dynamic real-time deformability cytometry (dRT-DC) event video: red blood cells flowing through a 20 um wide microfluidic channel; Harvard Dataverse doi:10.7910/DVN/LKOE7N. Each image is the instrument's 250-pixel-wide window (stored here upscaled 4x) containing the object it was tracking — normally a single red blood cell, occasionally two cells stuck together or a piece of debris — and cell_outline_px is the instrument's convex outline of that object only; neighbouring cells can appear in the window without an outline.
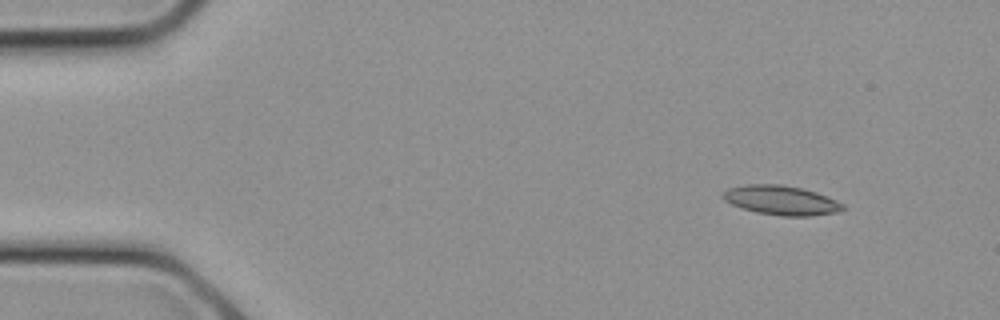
{"species": "common noctule bat (a hibernating species)", "species_latin": "Nyctalus noctula", "temperature_condition": "cold", "stored_images_in_passage": 10, "camera_frame_rate_fps": 3000, "um_per_image_px": 0.085, "animal": {"sex": "female", "body_mass_g": 21.9}, "frame": {"image": 1, "passage_image": 2, "time_ms": 0.333, "image_size_px": [1000, 320], "cell_outline_px": [[848, 208], [836, 212], [812, 216], [780, 216], [756, 212], [732, 204], [724, 200], [720, 196], [728, 188], [744, 184], [780, 184], [800, 188], [816, 192], [836, 200], [844, 204]], "centroid_in_image_um": [66.41, 17.02], "position_along_channel_um": 18.6, "area_um2": 20.58}}
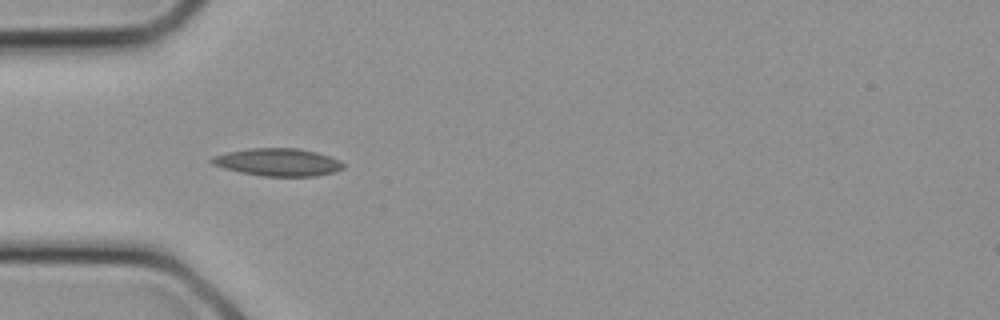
{"frame": {"image": 2, "passage_image": 7, "time_ms": 2.0, "image_size_px": [1000, 320], "cell_outline_px": [[344, 168], [336, 172], [316, 176], [264, 176], [240, 172], [224, 168], [212, 164], [208, 160], [212, 156], [224, 152], [248, 148], [296, 148], [316, 152], [340, 160], [344, 164]], "centroid_in_image_um": [23.6, 13.78], "position_along_channel_um": 61.4, "area_um2": 21.33}}
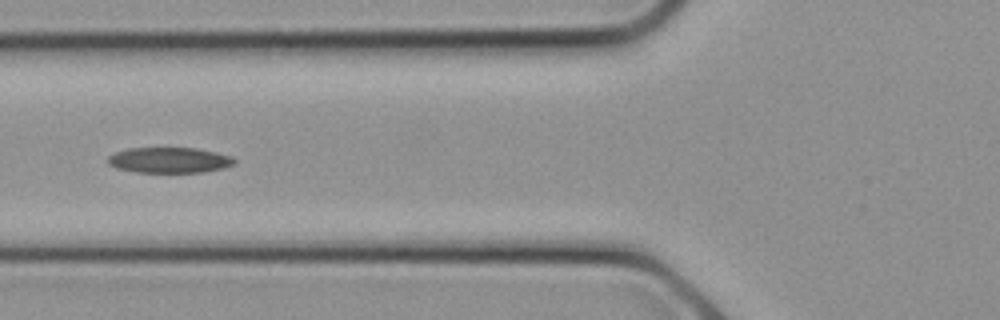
{"frame": {"image": 3, "passage_image": 9, "time_ms": 2.667, "image_size_px": [1000, 320], "cell_outline_px": [[236, 164], [224, 168], [204, 172], [136, 172], [116, 168], [108, 164], [108, 156], [116, 152], [128, 148], [196, 148], [216, 152], [232, 156], [236, 160]], "centroid_in_image_um": [14.42, 13.61], "position_along_channel_um": 111.4, "area_um2": 18.96}}